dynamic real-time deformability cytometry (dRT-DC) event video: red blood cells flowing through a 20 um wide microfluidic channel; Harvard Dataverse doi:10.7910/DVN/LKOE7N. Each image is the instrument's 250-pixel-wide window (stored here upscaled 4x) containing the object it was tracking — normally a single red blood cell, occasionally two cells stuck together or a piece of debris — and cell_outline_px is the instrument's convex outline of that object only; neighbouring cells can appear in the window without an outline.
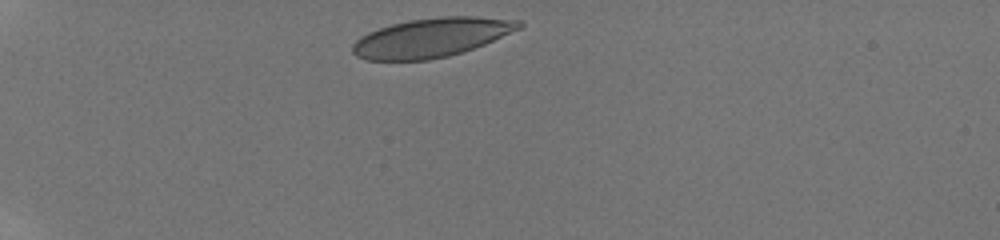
{"species": "human", "species_latin": "Homo sapiens", "temperature_condition": "room temperature", "stored_images_in_passage": 23, "camera_frame_rate_fps": 3000, "um_per_image_px": 0.085, "donor": {"sex": "male"}, "frame": {"image": 1, "passage_image": 1, "time_ms": 0.0, "image_size_px": [1000, 240], "cell_outline_px": [[524, 24], [520, 28], [484, 44], [448, 56], [428, 60], [364, 60], [356, 56], [352, 52], [352, 44], [360, 36], [368, 32], [392, 24], [408, 20], [440, 16], [476, 16], [520, 20]], "centroid_in_image_um": [36.64, 3.19], "position_along_channel_um": 48.4, "area_um2": 37.8}}
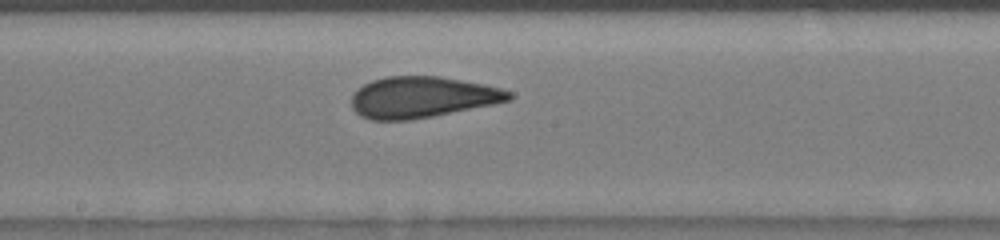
{"frame": {"image": 2, "passage_image": 12, "time_ms": 5.333, "image_size_px": [1000, 240], "cell_outline_px": [[512, 100], [432, 116], [408, 120], [372, 120], [360, 116], [352, 108], [352, 92], [364, 84], [372, 80], [384, 76], [440, 76], [484, 84], [500, 88], [512, 92]], "centroid_in_image_um": [35.85, 8.25], "position_along_channel_um": 212.4, "area_um2": 37.74}}
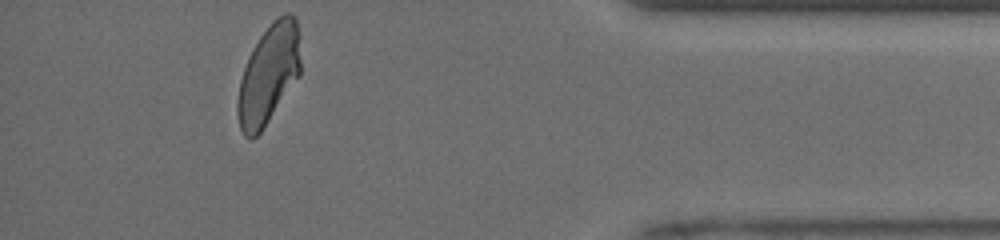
{"frame": {"image": 3, "passage_image": 23, "time_ms": 11.0, "image_size_px": [1000, 240], "cell_outline_px": [[300, 76], [260, 132], [256, 136], [244, 136], [240, 128], [236, 108], [236, 104], [240, 80], [248, 56], [252, 48], [260, 36], [272, 20], [276, 16], [284, 12], [288, 12], [296, 16], [300, 36]], "centroid_in_image_um": [22.85, 6.25], "position_along_channel_um": 412.3, "area_um2": 36.76}, "authors_computed_cell_mechanics": {"area_um2": 37.8012, "velocity_mm_per_s": 4.0619, "shape_relaxation_time_tau1_ms": 5.9478, "shape_relaxation_time_tau2_ms": 0.9942, "deformation_change_tau1": 0.1787, "deformation_change_tau2": 0.0418}}